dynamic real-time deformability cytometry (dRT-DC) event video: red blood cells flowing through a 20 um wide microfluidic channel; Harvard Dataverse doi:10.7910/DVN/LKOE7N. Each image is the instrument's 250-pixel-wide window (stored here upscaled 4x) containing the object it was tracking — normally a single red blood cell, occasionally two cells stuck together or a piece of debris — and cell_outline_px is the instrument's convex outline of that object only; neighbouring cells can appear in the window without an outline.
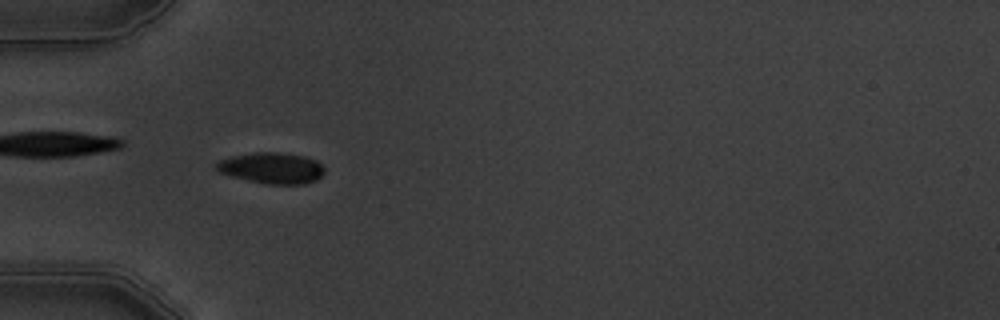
{"species": "common noctule bat (a hibernating species)", "species_latin": "Nyctalus noctula", "temperature_condition": "warm", "stored_images_in_passage": 3, "camera_frame_rate_fps": 3000, "um_per_image_px": 0.085, "animal": {"sex": "male", "body_mass_g": 19.5, "forearm_length_mm": 54.6}, "frame": {"image": 1, "passage_image": 2, "time_ms": 1.333, "image_size_px": [1000, 320], "cell_outline_px": [[324, 172], [316, 180], [304, 184], [268, 184], [232, 176], [220, 172], [216, 168], [216, 164], [220, 160], [232, 156], [252, 152], [276, 152], [304, 156], [316, 160], [324, 168]], "centroid_in_image_um": [23.11, 14.27], "position_along_channel_um": 61.9, "area_um2": 19.31}}